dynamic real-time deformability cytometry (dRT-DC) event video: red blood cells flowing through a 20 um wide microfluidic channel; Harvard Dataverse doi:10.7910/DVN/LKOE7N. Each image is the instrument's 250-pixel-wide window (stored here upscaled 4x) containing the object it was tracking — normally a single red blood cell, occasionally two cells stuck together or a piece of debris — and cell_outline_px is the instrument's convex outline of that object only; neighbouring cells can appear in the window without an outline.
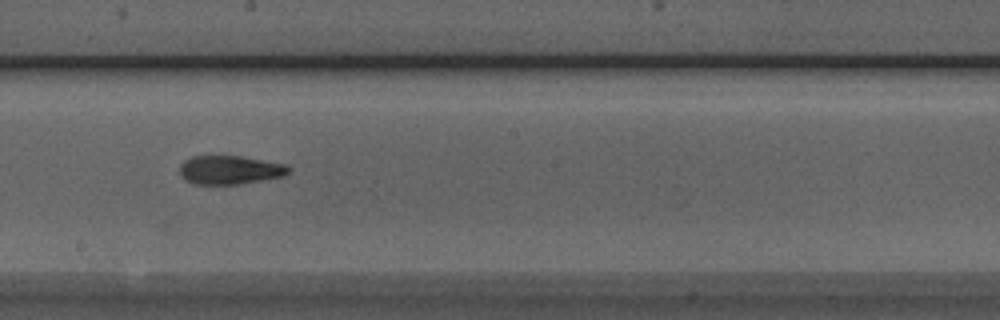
{"species": "Egyptian fruit bat (a non-hibernating species)", "species_latin": "Rousettus aegyptiacus", "temperature_condition": "room temperature", "stored_images_in_passage": 12, "segment_of_instrument_passage": [1, 2], "camera_frame_rate_fps": 3000, "um_per_image_px": 0.085, "animal": {"sex": "male"}, "frame": {"image": 1, "passage_image": 6, "time_ms": 6.667, "image_size_px": [1000, 320], "cell_outline_px": [[288, 172], [280, 176], [240, 184], [192, 184], [184, 180], [180, 176], [180, 164], [184, 160], [192, 156], [240, 156], [288, 164]], "centroid_in_image_um": [19.47, 14.44], "position_along_channel_um": 228.7, "area_um2": 18.15}}
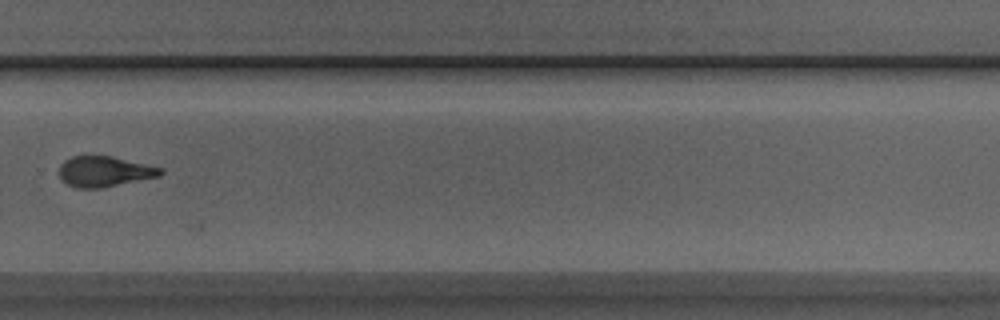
{"frame": {"image": 2, "passage_image": 8, "time_ms": 9.0, "image_size_px": [1000, 320], "cell_outline_px": [[164, 172], [160, 176], [100, 188], [76, 188], [60, 180], [60, 164], [64, 160], [72, 156], [112, 156], [164, 168]], "centroid_in_image_um": [8.88, 14.57], "position_along_channel_um": 320.9, "area_um2": 18.03}}
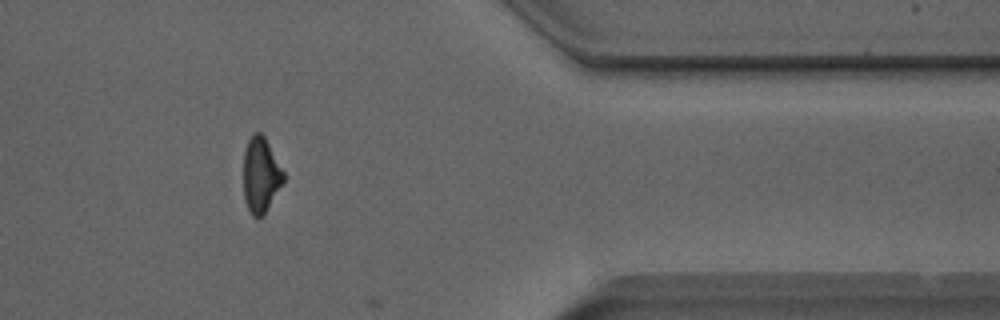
{"frame": {"image": 3, "passage_image": 10, "time_ms": 11.333, "image_size_px": [1000, 320], "cell_outline_px": [[284, 180], [264, 216], [252, 216], [244, 200], [244, 152], [248, 140], [252, 132], [260, 132], [264, 136], [284, 172]], "centroid_in_image_um": [22.16, 14.87], "position_along_channel_um": 389.2, "area_um2": 17.46}}